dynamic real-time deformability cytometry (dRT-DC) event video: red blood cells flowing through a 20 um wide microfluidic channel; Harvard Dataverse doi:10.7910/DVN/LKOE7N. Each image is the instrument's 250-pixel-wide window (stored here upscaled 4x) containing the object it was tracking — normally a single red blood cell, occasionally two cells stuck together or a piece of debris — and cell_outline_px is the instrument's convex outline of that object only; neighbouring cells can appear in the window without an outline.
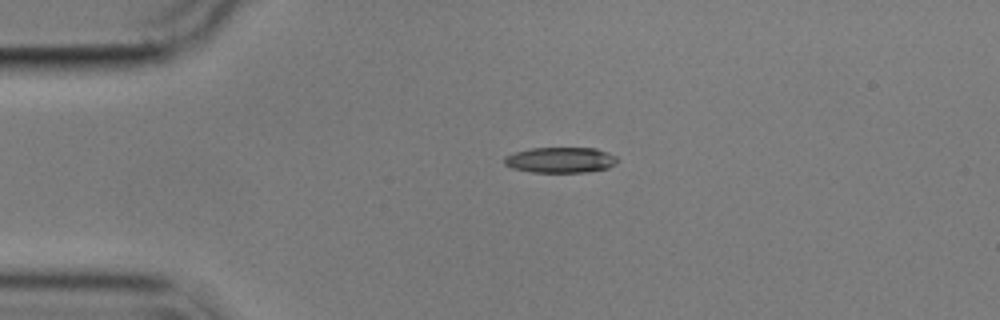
{"species": "common noctule bat (a hibernating species)", "species_latin": "Nyctalus noctula", "temperature_condition": "cold", "stored_images_in_passage": 2, "camera_frame_rate_fps": 3000, "um_per_image_px": 0.085, "animal": {"sex": "male", "body_mass_g": 17.9}, "frame": {"image": 1, "passage_image": 1, "time_ms": 0.0, "image_size_px": [1000, 320], "cell_outline_px": [[620, 160], [616, 164], [608, 168], [588, 172], [532, 172], [512, 168], [504, 164], [504, 156], [516, 152], [532, 148], [596, 148], [608, 152], [616, 156]], "centroid_in_image_um": [47.68, 13.6], "position_along_channel_um": 37.3, "area_um2": 16.99}}